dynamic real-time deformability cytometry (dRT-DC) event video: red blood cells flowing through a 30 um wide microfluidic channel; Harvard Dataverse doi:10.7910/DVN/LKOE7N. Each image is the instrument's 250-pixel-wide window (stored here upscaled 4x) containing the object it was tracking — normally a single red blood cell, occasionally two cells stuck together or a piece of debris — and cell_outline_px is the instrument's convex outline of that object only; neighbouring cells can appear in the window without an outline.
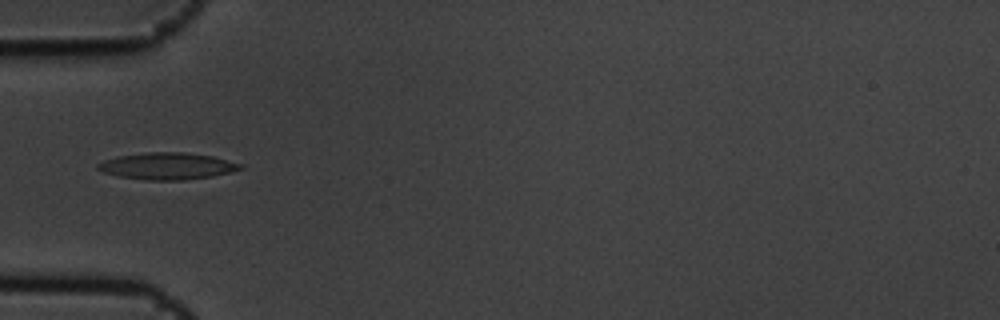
{"species": "common noctule bat (a hibernating species)", "species_latin": "Nyctalus noctula", "temperature_condition": "cold", "stored_images_in_passage": 13, "camera_frame_rate_fps": 3000, "um_per_image_px": 0.085, "animal": {"sex": "male", "body_mass_g": 19.5, "forearm_length_mm": 54.6}, "frame": {"image": 1, "passage_image": 3, "time_ms": 0.667, "image_size_px": [1000, 320], "cell_outline_px": [[244, 168], [232, 172], [212, 176], [184, 180], [144, 180], [120, 176], [104, 172], [96, 168], [96, 164], [104, 160], [120, 156], [148, 152], [184, 152], [212, 156], [244, 164]], "centroid_in_image_um": [14.26, 14.12], "position_along_channel_um": 70.7, "area_um2": 22.25}}
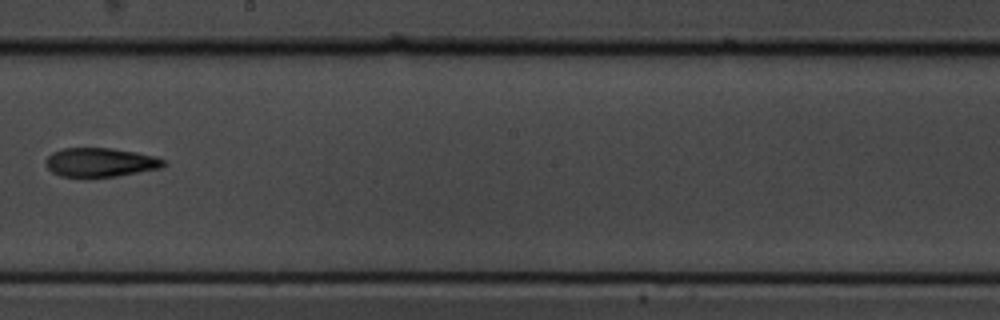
{"frame": {"image": 2, "passage_image": 7, "time_ms": 2.0, "image_size_px": [1000, 320], "cell_outline_px": [[168, 164], [160, 168], [116, 176], [88, 180], [84, 180], [60, 176], [52, 172], [44, 164], [44, 160], [52, 152], [64, 148], [112, 148], [136, 152], [156, 156], [168, 160]], "centroid_in_image_um": [8.51, 13.84], "position_along_channel_um": 239.7, "area_um2": 20.81}}
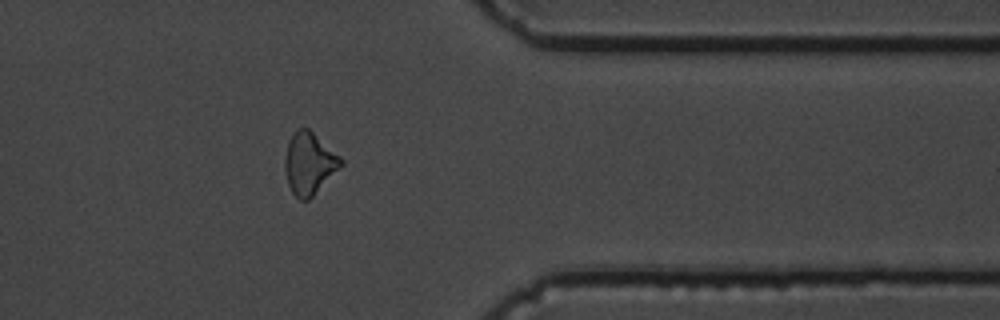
{"frame": {"image": 3, "passage_image": 11, "time_ms": 3.333, "image_size_px": [1000, 320], "cell_outline_px": [[344, 164], [308, 200], [300, 200], [292, 192], [288, 184], [284, 168], [284, 156], [288, 140], [292, 132], [296, 128], [308, 128], [340, 156], [344, 160]], "centroid_in_image_um": [26.26, 13.86], "position_along_channel_um": 385.1, "area_um2": 20.29}}